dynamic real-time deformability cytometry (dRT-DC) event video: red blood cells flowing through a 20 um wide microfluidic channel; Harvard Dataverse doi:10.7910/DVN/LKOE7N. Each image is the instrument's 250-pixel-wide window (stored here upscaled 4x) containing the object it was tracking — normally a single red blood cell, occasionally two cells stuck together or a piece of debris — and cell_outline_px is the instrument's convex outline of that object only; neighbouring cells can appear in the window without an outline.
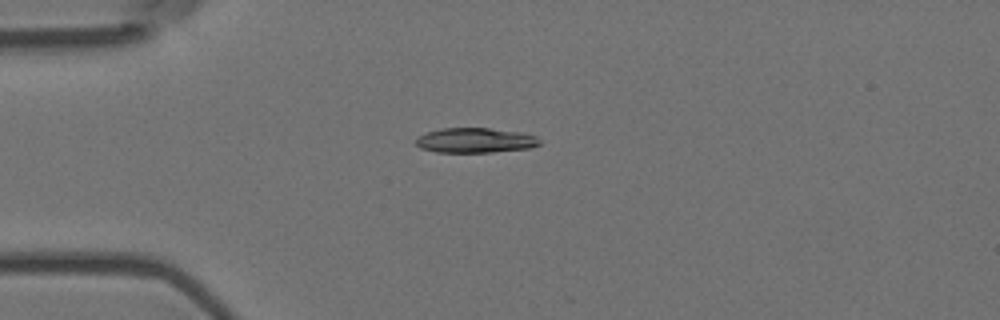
{"species": "Egyptian fruit bat (a non-hibernating species)", "species_latin": "Rousettus aegyptiacus", "temperature_condition": "room temperature", "stored_images_in_passage": 4, "camera_frame_rate_fps": 3000, "um_per_image_px": 0.085, "animal": {"sex": "female"}, "frame": {"image": 1, "passage_image": 4, "time_ms": 1.0, "image_size_px": [1000, 320], "cell_outline_px": [[540, 144], [528, 148], [492, 152], [436, 152], [420, 148], [416, 144], [416, 140], [420, 136], [428, 132], [440, 128], [488, 128], [524, 132], [536, 136], [540, 140]], "centroid_in_image_um": [40.42, 11.92], "position_along_channel_um": 44.6, "area_um2": 17.92}}